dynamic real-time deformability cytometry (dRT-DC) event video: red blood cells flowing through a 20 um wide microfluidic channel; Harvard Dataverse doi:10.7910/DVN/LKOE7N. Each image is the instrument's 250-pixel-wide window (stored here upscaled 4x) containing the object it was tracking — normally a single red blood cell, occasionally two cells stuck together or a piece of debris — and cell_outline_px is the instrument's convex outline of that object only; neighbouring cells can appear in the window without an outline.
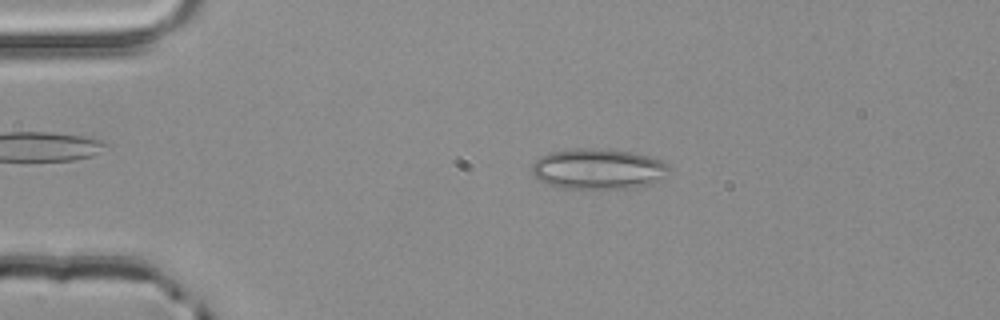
{"species": "common noctule bat (a hibernating species)", "species_latin": "Nyctalus noctula", "temperature_condition": "room temperature", "stored_images_in_passage": 52, "camera_frame_rate_fps": 3000, "um_per_image_px": 0.085, "animal": {"sex": "male", "body_mass_g": 20.4}, "frame": {"image": 1, "passage_image": 11, "time_ms": 3.333, "image_size_px": [1000, 320], "cell_outline_px": [[672, 168], [664, 176], [644, 188], [584, 192], [560, 188], [548, 184], [540, 180], [532, 172], [532, 164], [540, 156], [552, 152], [576, 148], [604, 148], [632, 152], [652, 156], [668, 164]], "centroid_in_image_um": [50.89, 14.42], "position_along_channel_um": 34.1, "area_um2": 33.93}}
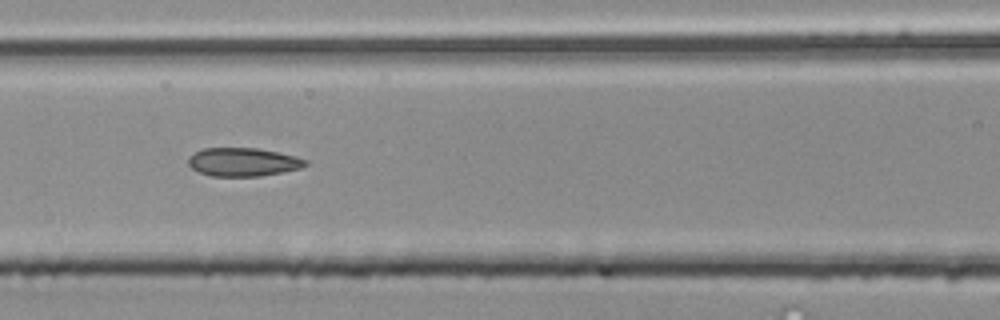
{"frame": {"image": 2, "passage_image": 23, "time_ms": 7.333, "image_size_px": [1000, 320], "cell_outline_px": [[308, 164], [300, 168], [260, 176], [212, 176], [200, 172], [192, 168], [188, 164], [188, 156], [204, 148], [260, 148], [280, 152], [296, 156], [308, 160]], "centroid_in_image_um": [20.68, 13.76], "position_along_channel_um": 145.9, "area_um2": 19.42}}
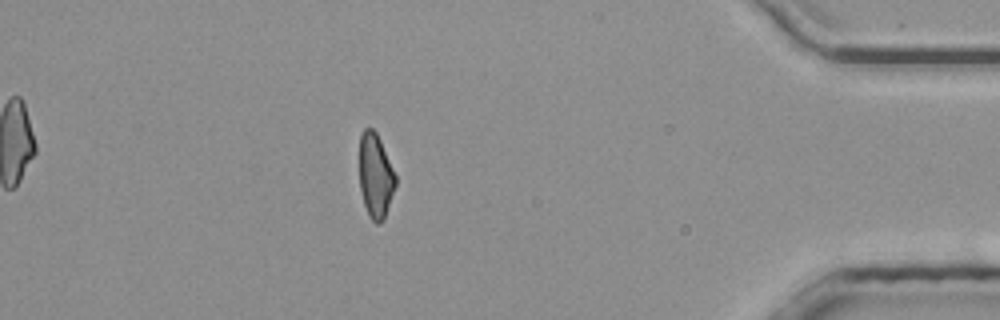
{"frame": {"image": 3, "passage_image": 46, "time_ms": 15.0, "image_size_px": [1000, 320], "cell_outline_px": [[396, 184], [384, 220], [380, 224], [376, 224], [368, 216], [360, 192], [360, 136], [364, 128], [372, 128], [376, 132], [380, 140], [396, 176]], "centroid_in_image_um": [31.91, 14.98], "position_along_channel_um": 403.3, "area_um2": 17.74}, "authors_computed_cell_mechanics": {"area_um2": 19.5364, "velocity_mm_per_s": 3.9639, "shape_relaxation_time_tau1_ms": null, "shape_relaxation_time_tau2_ms": 2.8985, "deformation_change_tau1": null, "deformation_change_tau2": 0.1134}}